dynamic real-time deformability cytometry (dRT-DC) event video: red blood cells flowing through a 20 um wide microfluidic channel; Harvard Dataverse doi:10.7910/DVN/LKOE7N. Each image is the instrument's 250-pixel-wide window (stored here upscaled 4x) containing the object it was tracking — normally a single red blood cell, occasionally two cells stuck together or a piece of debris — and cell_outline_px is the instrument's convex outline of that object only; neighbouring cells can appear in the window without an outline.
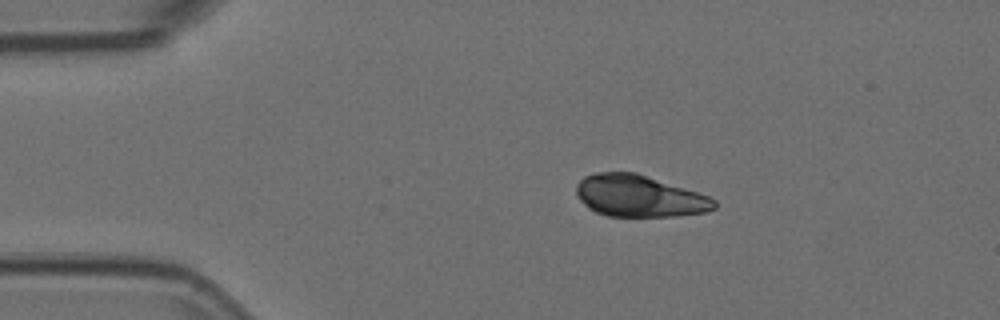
{"species": "Egyptian fruit bat (a non-hibernating species)", "species_latin": "Rousettus aegyptiacus", "temperature_condition": "room temperature", "stored_images_in_passage": 45, "camera_frame_rate_fps": 3000, "um_per_image_px": 0.085, "animal": {"sex": "female"}, "frame": {"image": 1, "passage_image": 1, "time_ms": 0.0, "image_size_px": [1000, 320], "cell_outline_px": [[716, 208], [704, 212], [676, 216], [608, 216], [596, 212], [588, 208], [580, 200], [576, 192], [576, 184], [584, 176], [596, 172], [636, 172], [708, 196], [716, 200]], "centroid_in_image_um": [54.3, 16.66], "position_along_channel_um": 30.7, "area_um2": 33.41}}